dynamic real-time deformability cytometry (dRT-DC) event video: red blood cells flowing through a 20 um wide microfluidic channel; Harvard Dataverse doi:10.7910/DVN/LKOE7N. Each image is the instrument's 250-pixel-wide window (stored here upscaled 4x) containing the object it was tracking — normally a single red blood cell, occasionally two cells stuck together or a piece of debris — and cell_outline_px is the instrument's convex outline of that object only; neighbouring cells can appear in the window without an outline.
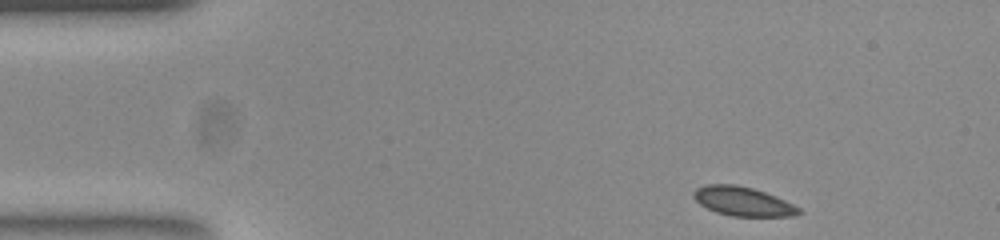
{"species": "common noctule bat (a hibernating species)", "species_latin": "Nyctalus noctula", "temperature_condition": "room temperature", "stored_images_in_passage": 47, "camera_frame_rate_fps": 3000, "um_per_image_px": 0.085, "animal": {"sex": "female", "body_mass_g": 23.0, "forearm_length_mm": 53.4}, "frame": {"image": 1, "passage_image": 1, "time_ms": 0.0, "image_size_px": [1000, 240], "cell_outline_px": [[804, 212], [796, 216], [732, 216], [716, 212], [700, 204], [692, 196], [692, 192], [696, 188], [708, 184], [736, 184], [752, 188], [776, 196], [800, 208]], "centroid_in_image_um": [63.15, 17.12], "position_along_channel_um": 21.8, "area_um2": 17.86}}
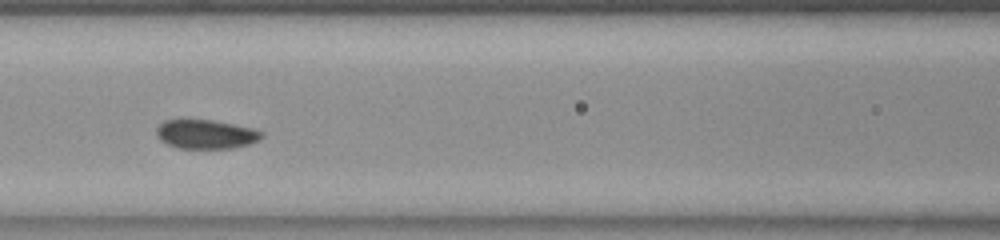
{"frame": {"image": 2, "passage_image": 17, "time_ms": 5.333, "image_size_px": [1000, 240], "cell_outline_px": [[264, 136], [260, 140], [248, 144], [232, 148], [180, 148], [168, 144], [160, 140], [156, 132], [156, 128], [164, 120], [212, 120], [252, 128], [264, 132]], "centroid_in_image_um": [17.52, 11.41], "position_along_channel_um": 149.1, "area_um2": 17.69}}
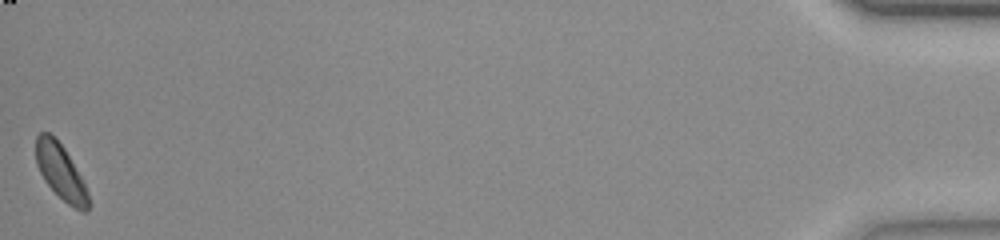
{"frame": {"image": 3, "passage_image": 47, "time_ms": 15.333, "image_size_px": [1000, 240], "cell_outline_px": [[88, 212], [80, 212], [68, 204], [44, 180], [36, 164], [36, 136], [40, 132], [48, 132], [56, 136], [64, 148], [80, 176], [88, 192]], "centroid_in_image_um": [5.14, 14.58], "position_along_channel_um": 430.1, "area_um2": 16.7}, "authors_computed_cell_mechanics": {"area_um2": 17.8602, "velocity_mm_per_s": 3.8325, "shape_relaxation_time_tau1_ms": null, "shape_relaxation_time_tau2_ms": 4.7488, "deformation_change_tau1": null, "deformation_change_tau2": 0.0637}}